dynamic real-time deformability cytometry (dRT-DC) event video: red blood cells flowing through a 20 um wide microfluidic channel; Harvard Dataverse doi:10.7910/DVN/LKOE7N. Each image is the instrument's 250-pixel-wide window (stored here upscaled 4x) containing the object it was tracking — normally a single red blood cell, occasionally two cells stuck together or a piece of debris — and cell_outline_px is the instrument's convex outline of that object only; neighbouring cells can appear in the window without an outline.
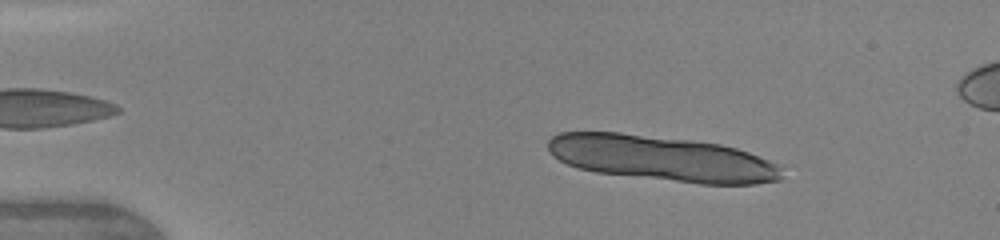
{"species": "human", "species_latin": "Homo sapiens", "temperature_condition": "warm", "stored_images_in_passage": 6, "segment_of_instrument_passage": [1, 2], "camera_frame_rate_fps": 3000, "um_per_image_px": 0.085, "donor": {"sex": "female"}, "frame": {"image": 1, "passage_image": 2, "time_ms": 0.667, "image_size_px": [1000, 240], "cell_outline_px": [[780, 180], [756, 184], [700, 184], [596, 172], [580, 168], [568, 164], [552, 156], [548, 148], [548, 140], [552, 136], [560, 132], [620, 132], [688, 140], [720, 144], [736, 148], [748, 152], [768, 160], [776, 164], [780, 168]], "centroid_in_image_um": [56.24, 13.46], "position_along_channel_um": 28.8, "area_um2": 61.5}}